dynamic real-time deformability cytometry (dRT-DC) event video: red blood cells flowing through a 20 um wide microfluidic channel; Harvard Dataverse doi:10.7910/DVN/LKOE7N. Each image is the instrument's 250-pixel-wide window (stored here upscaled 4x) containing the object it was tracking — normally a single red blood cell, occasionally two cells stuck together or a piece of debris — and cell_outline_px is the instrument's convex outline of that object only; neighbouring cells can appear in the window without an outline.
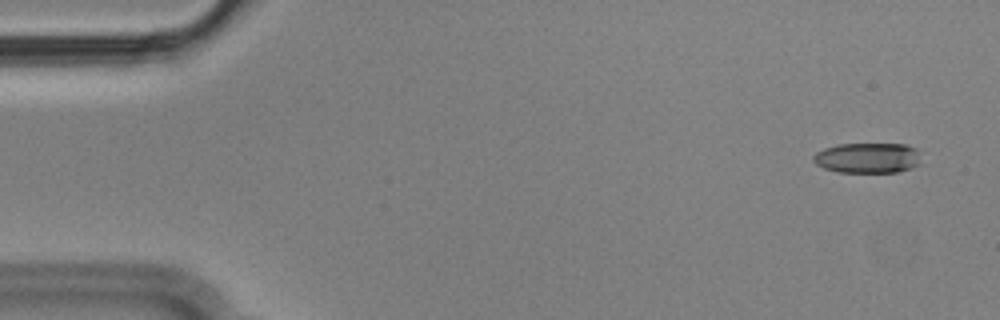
{"species": "Egyptian fruit bat (a non-hibernating species)", "species_latin": "Rousettus aegyptiacus", "temperature_condition": "cold", "stored_images_in_passage": 55, "camera_frame_rate_fps": 3000, "um_per_image_px": 0.085, "animal": {"sex": "male"}, "frame": {"image": 1, "passage_image": 3, "time_ms": 0.667, "image_size_px": [1000, 320], "cell_outline_px": [[920, 164], [912, 168], [896, 172], [836, 172], [824, 168], [816, 164], [812, 160], [812, 156], [816, 152], [824, 148], [836, 144], [904, 144], [916, 148]], "centroid_in_image_um": [73.71, 13.42], "position_along_channel_um": 11.3, "area_um2": 19.13}}
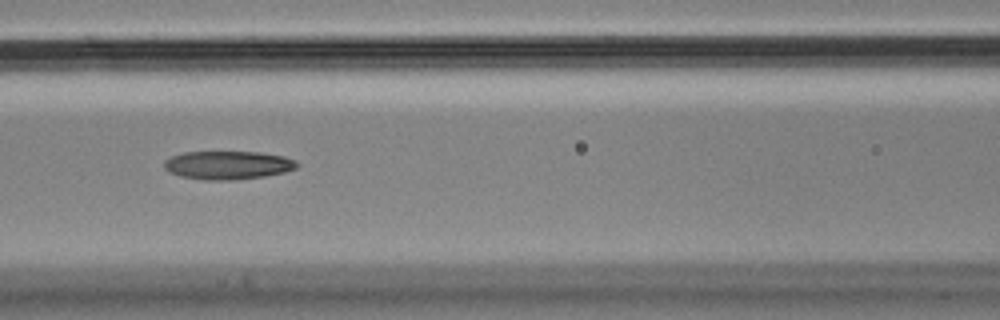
{"frame": {"image": 2, "passage_image": 24, "time_ms": 7.667, "image_size_px": [1000, 320], "cell_outline_px": [[300, 164], [296, 168], [284, 172], [264, 176], [236, 180], [208, 180], [180, 176], [168, 172], [164, 168], [164, 160], [172, 156], [184, 152], [260, 152], [284, 156], [296, 160]], "centroid_in_image_um": [19.37, 14.03], "position_along_channel_um": 147.2, "area_um2": 22.08}}
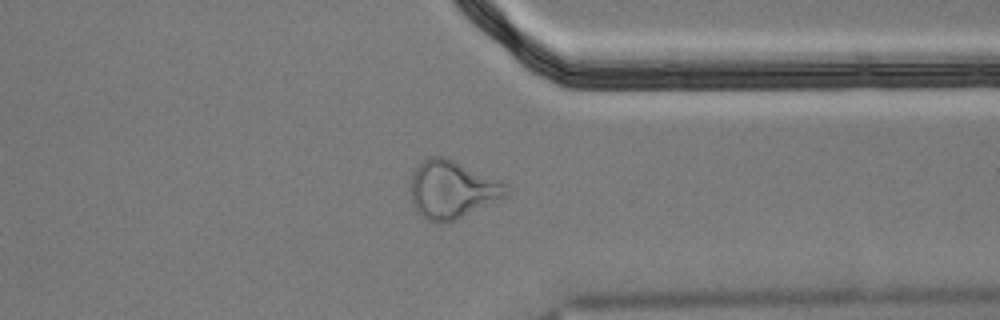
{"frame": {"image": 3, "passage_image": 43, "time_ms": 14.0, "image_size_px": [1000, 320], "cell_outline_px": [[508, 196], [448, 224], [436, 224], [428, 220], [416, 212], [412, 200], [412, 168], [416, 164], [428, 156], [444, 156], [504, 180], [508, 184]], "centroid_in_image_um": [38.47, 16.11], "position_along_channel_um": 372.9, "area_um2": 33.18}, "authors_computed_cell_mechanics": {"area_um2": 22.0796, "velocity_mm_per_s": 3.6145, "shape_relaxation_time_tau1_ms": null, "shape_relaxation_time_tau2_ms": 8.4311, "deformation_change_tau1": null, "deformation_change_tau2": 0.203}}